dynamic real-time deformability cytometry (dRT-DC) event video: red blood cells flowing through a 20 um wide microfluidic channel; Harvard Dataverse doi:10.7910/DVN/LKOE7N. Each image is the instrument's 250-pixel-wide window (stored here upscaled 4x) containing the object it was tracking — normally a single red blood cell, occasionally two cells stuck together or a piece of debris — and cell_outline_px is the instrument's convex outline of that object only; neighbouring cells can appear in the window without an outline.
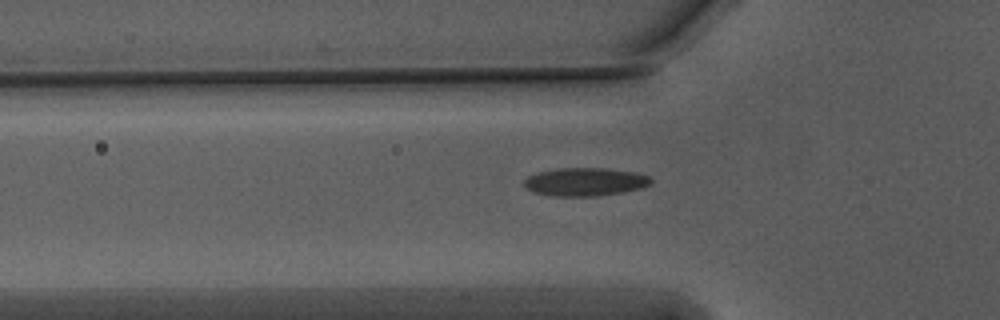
{"species": "Egyptian fruit bat (a non-hibernating species)", "species_latin": "Rousettus aegyptiacus", "temperature_condition": "warm", "stored_images_in_passage": 42, "segment_of_instrument_passage": [1, 2], "camera_frame_rate_fps": 3000, "um_per_image_px": 0.085, "animal": {"sex": "male"}, "frame": {"image": 1, "passage_image": 4, "time_ms": 1.0, "image_size_px": [1000, 320], "cell_outline_px": [[652, 184], [644, 188], [624, 192], [596, 196], [552, 196], [532, 192], [524, 188], [524, 180], [528, 176], [536, 172], [556, 168], [604, 168], [632, 172], [648, 176], [652, 180]], "centroid_in_image_um": [49.7, 15.46], "position_along_channel_um": 76.1, "area_um2": 21.1}}
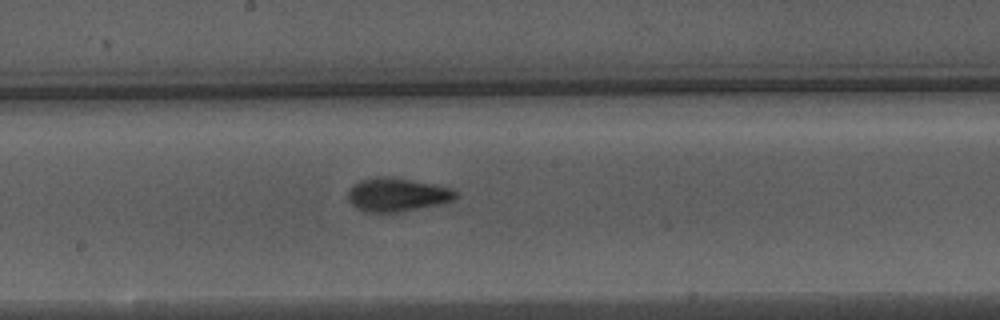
{"frame": {"image": 2, "passage_image": 15, "time_ms": 4.667, "image_size_px": [1000, 320], "cell_outline_px": [[456, 196], [452, 200], [436, 204], [400, 212], [364, 212], [356, 208], [348, 200], [348, 192], [360, 180], [384, 176], [408, 180], [452, 188], [456, 192]], "centroid_in_image_um": [33.71, 16.56], "position_along_channel_um": 214.5, "area_um2": 20.4}}
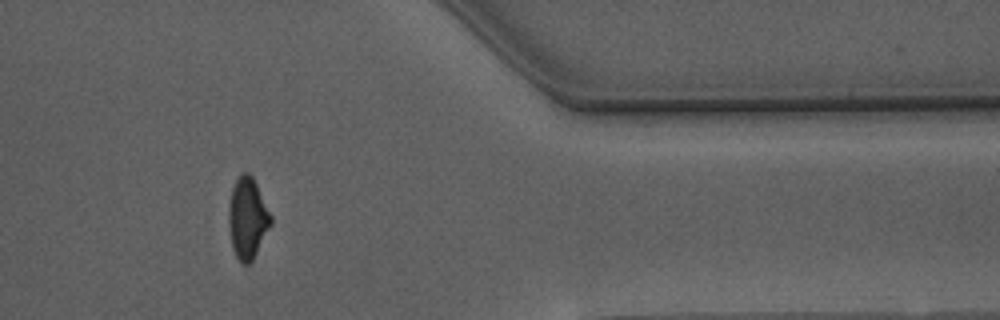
{"frame": {"image": 3, "passage_image": 31, "time_ms": 10.0, "image_size_px": [1000, 320], "cell_outline_px": [[272, 224], [252, 260], [248, 264], [240, 264], [232, 248], [228, 220], [228, 212], [232, 188], [236, 180], [244, 172], [248, 172], [252, 176], [272, 216]], "centroid_in_image_um": [21.04, 18.57], "position_along_channel_um": 390.4, "area_um2": 19.77}}